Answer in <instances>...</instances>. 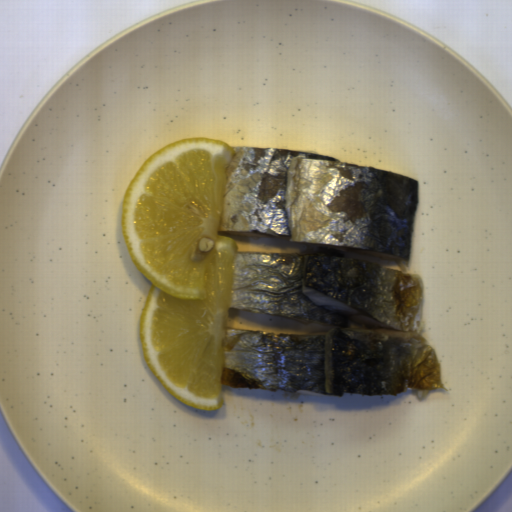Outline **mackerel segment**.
<instances>
[{
	"label": "mackerel segment",
	"instance_id": "14911b7f",
	"mask_svg": "<svg viewBox=\"0 0 512 512\" xmlns=\"http://www.w3.org/2000/svg\"><path fill=\"white\" fill-rule=\"evenodd\" d=\"M219 233L302 253L237 250L229 309L328 331L224 329L221 384L329 397L427 401L442 365L423 338L425 288L410 271L418 181L335 156L232 146Z\"/></svg>",
	"mask_w": 512,
	"mask_h": 512
}]
</instances>
